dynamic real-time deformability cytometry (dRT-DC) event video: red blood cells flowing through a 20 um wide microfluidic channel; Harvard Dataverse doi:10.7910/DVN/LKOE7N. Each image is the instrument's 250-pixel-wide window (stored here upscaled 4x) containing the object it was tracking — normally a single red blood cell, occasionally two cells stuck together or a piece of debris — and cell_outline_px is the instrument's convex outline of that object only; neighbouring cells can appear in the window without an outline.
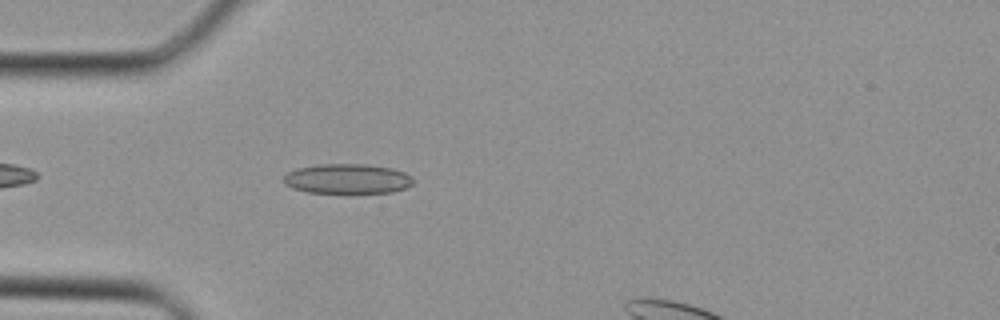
{"species": "Egyptian fruit bat (a non-hibernating species)", "species_latin": "Rousettus aegyptiacus", "temperature_condition": "cold", "stored_images_in_passage": 27, "camera_frame_rate_fps": 3000, "um_per_image_px": 0.085, "animal": {"sex": "female"}, "frame": {"image": 1, "passage_image": 3, "time_ms": 0.667, "image_size_px": [1000, 320], "cell_outline_px": [[412, 184], [404, 188], [392, 192], [352, 196], [308, 192], [292, 188], [284, 184], [284, 176], [288, 172], [296, 168], [320, 164], [368, 164], [392, 168], [404, 172], [412, 176]], "centroid_in_image_um": [29.53, 15.24], "position_along_channel_um": 55.5, "area_um2": 23.58}}
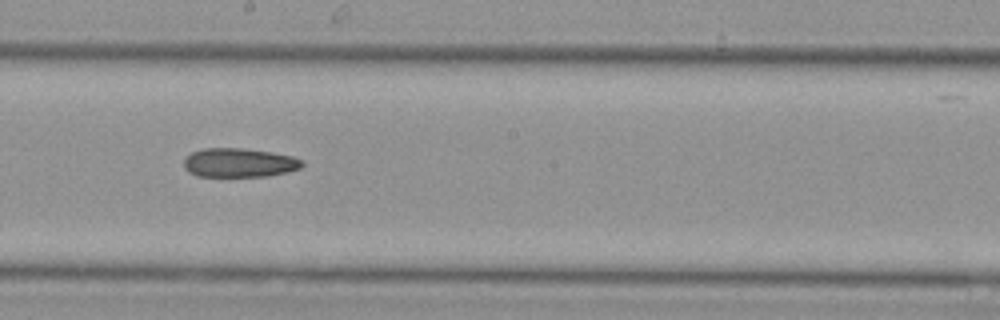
{"frame": {"image": 2, "passage_image": 13, "time_ms": 4.0, "image_size_px": [1000, 320], "cell_outline_px": [[304, 164], [300, 168], [288, 172], [268, 176], [196, 176], [188, 172], [184, 168], [184, 160], [192, 152], [204, 148], [240, 148], [272, 152], [292, 156], [300, 160]], "centroid_in_image_um": [20.32, 13.83], "position_along_channel_um": 227.9, "area_um2": 19.94}}
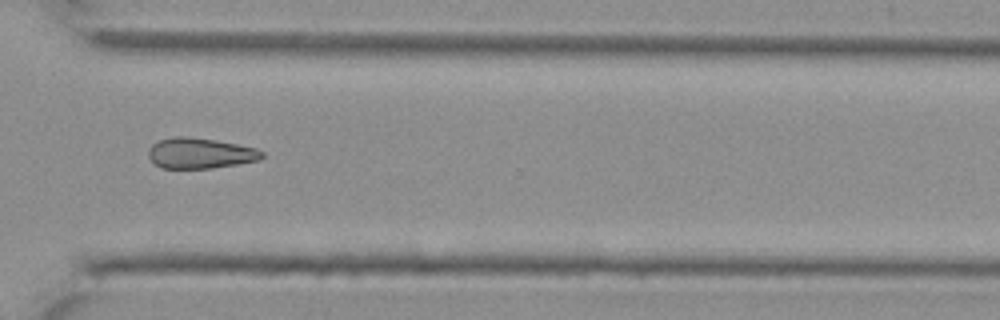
{"frame": {"image": 3, "passage_image": 20, "time_ms": 6.333, "image_size_px": [1000, 320], "cell_outline_px": [[264, 156], [260, 160], [212, 168], [160, 168], [148, 156], [148, 148], [152, 144], [160, 140], [176, 136], [188, 136], [216, 140], [256, 148], [264, 152]], "centroid_in_image_um": [17.01, 13.02], "position_along_channel_um": 353.6, "area_um2": 20.23}}